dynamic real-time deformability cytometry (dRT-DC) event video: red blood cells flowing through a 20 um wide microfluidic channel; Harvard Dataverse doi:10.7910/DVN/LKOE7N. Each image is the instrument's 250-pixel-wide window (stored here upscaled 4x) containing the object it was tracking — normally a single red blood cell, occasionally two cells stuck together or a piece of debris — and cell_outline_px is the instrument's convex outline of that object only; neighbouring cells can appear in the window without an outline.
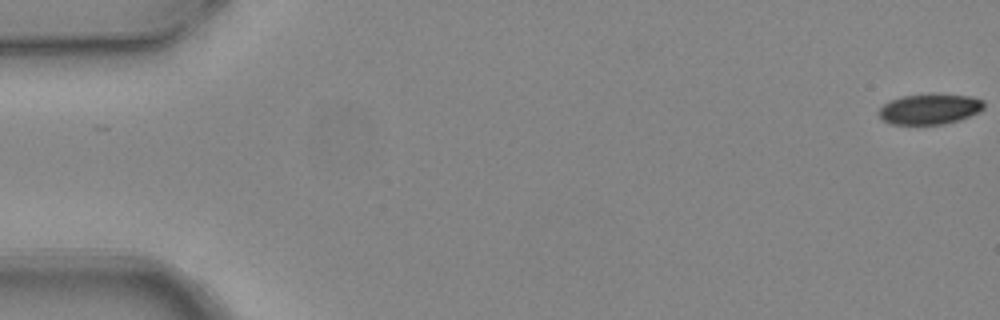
{"species": "common noctule bat (a hibernating species)", "species_latin": "Nyctalus noctula", "temperature_condition": "warm", "stored_images_in_passage": 5, "camera_frame_rate_fps": 3000, "um_per_image_px": 0.085, "animal": {"sex": "female", "body_mass_g": 24.6, "forearm_length_mm": 56.2}, "frame": {"image": 1, "passage_image": 1, "time_ms": 0.0, "image_size_px": [1000, 320], "cell_outline_px": [[984, 108], [960, 120], [944, 124], [892, 124], [880, 120], [876, 112], [888, 100], [900, 96], [972, 96], [984, 100]], "centroid_in_image_um": [78.95, 9.3], "position_along_channel_um": 6.1, "area_um2": 18.26}}
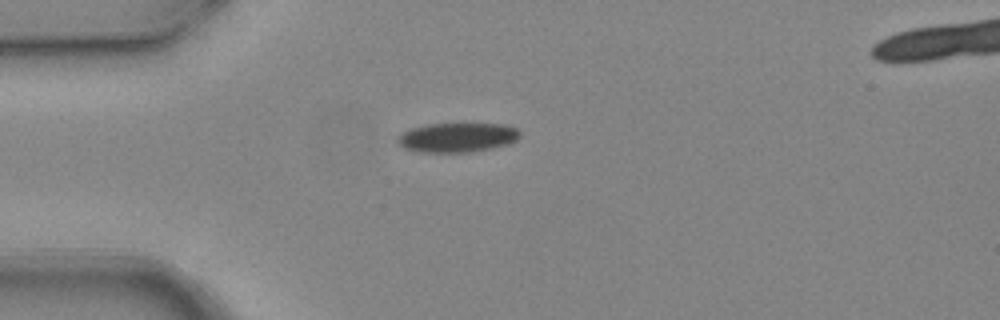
{"frame": {"image": 2, "passage_image": 5, "time_ms": 1.333, "image_size_px": [1000, 320], "cell_outline_px": [[520, 136], [516, 140], [508, 144], [492, 148], [472, 152], [420, 152], [404, 148], [396, 140], [396, 136], [412, 128], [428, 124], [504, 124], [516, 128], [520, 132]], "centroid_in_image_um": [38.87, 11.69], "position_along_channel_um": 46.1, "area_um2": 20.92}}